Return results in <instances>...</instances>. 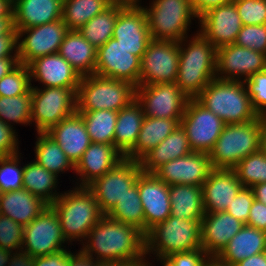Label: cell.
Instances as JSON below:
<instances>
[{
    "label": "cell",
    "instance_id": "cell-42",
    "mask_svg": "<svg viewBox=\"0 0 266 266\" xmlns=\"http://www.w3.org/2000/svg\"><path fill=\"white\" fill-rule=\"evenodd\" d=\"M32 113L31 89L23 95L2 97L0 96V120L6 125L8 122L29 124Z\"/></svg>",
    "mask_w": 266,
    "mask_h": 266
},
{
    "label": "cell",
    "instance_id": "cell-37",
    "mask_svg": "<svg viewBox=\"0 0 266 266\" xmlns=\"http://www.w3.org/2000/svg\"><path fill=\"white\" fill-rule=\"evenodd\" d=\"M113 2V0H63L62 20L68 30H78Z\"/></svg>",
    "mask_w": 266,
    "mask_h": 266
},
{
    "label": "cell",
    "instance_id": "cell-10",
    "mask_svg": "<svg viewBox=\"0 0 266 266\" xmlns=\"http://www.w3.org/2000/svg\"><path fill=\"white\" fill-rule=\"evenodd\" d=\"M141 172L139 161L123 158L87 186L93 192L102 214H108L115 207L118 200L137 183Z\"/></svg>",
    "mask_w": 266,
    "mask_h": 266
},
{
    "label": "cell",
    "instance_id": "cell-2",
    "mask_svg": "<svg viewBox=\"0 0 266 266\" xmlns=\"http://www.w3.org/2000/svg\"><path fill=\"white\" fill-rule=\"evenodd\" d=\"M184 41L179 42V66L175 83L188 99H196L216 78L217 49L200 33L189 40L188 45H183Z\"/></svg>",
    "mask_w": 266,
    "mask_h": 266
},
{
    "label": "cell",
    "instance_id": "cell-13",
    "mask_svg": "<svg viewBox=\"0 0 266 266\" xmlns=\"http://www.w3.org/2000/svg\"><path fill=\"white\" fill-rule=\"evenodd\" d=\"M65 241L59 218L55 210L48 205L24 227L22 251L32 257L46 256L65 250L62 245Z\"/></svg>",
    "mask_w": 266,
    "mask_h": 266
},
{
    "label": "cell",
    "instance_id": "cell-60",
    "mask_svg": "<svg viewBox=\"0 0 266 266\" xmlns=\"http://www.w3.org/2000/svg\"><path fill=\"white\" fill-rule=\"evenodd\" d=\"M1 35H17V31L13 27L12 18H0V36Z\"/></svg>",
    "mask_w": 266,
    "mask_h": 266
},
{
    "label": "cell",
    "instance_id": "cell-34",
    "mask_svg": "<svg viewBox=\"0 0 266 266\" xmlns=\"http://www.w3.org/2000/svg\"><path fill=\"white\" fill-rule=\"evenodd\" d=\"M170 215L186 220H201L204 215L202 186L176 184L169 186Z\"/></svg>",
    "mask_w": 266,
    "mask_h": 266
},
{
    "label": "cell",
    "instance_id": "cell-65",
    "mask_svg": "<svg viewBox=\"0 0 266 266\" xmlns=\"http://www.w3.org/2000/svg\"><path fill=\"white\" fill-rule=\"evenodd\" d=\"M117 266H150V263L144 259H139L133 262L119 263Z\"/></svg>",
    "mask_w": 266,
    "mask_h": 266
},
{
    "label": "cell",
    "instance_id": "cell-54",
    "mask_svg": "<svg viewBox=\"0 0 266 266\" xmlns=\"http://www.w3.org/2000/svg\"><path fill=\"white\" fill-rule=\"evenodd\" d=\"M232 1L233 0H189L198 19L210 9L222 6Z\"/></svg>",
    "mask_w": 266,
    "mask_h": 266
},
{
    "label": "cell",
    "instance_id": "cell-49",
    "mask_svg": "<svg viewBox=\"0 0 266 266\" xmlns=\"http://www.w3.org/2000/svg\"><path fill=\"white\" fill-rule=\"evenodd\" d=\"M254 199L252 188L242 187L228 206L226 212L246 224L249 218V210L251 209Z\"/></svg>",
    "mask_w": 266,
    "mask_h": 266
},
{
    "label": "cell",
    "instance_id": "cell-46",
    "mask_svg": "<svg viewBox=\"0 0 266 266\" xmlns=\"http://www.w3.org/2000/svg\"><path fill=\"white\" fill-rule=\"evenodd\" d=\"M254 111L266 117V69L253 74L244 81Z\"/></svg>",
    "mask_w": 266,
    "mask_h": 266
},
{
    "label": "cell",
    "instance_id": "cell-14",
    "mask_svg": "<svg viewBox=\"0 0 266 266\" xmlns=\"http://www.w3.org/2000/svg\"><path fill=\"white\" fill-rule=\"evenodd\" d=\"M136 100L146 117L176 119L180 123L189 99L171 82L136 87Z\"/></svg>",
    "mask_w": 266,
    "mask_h": 266
},
{
    "label": "cell",
    "instance_id": "cell-27",
    "mask_svg": "<svg viewBox=\"0 0 266 266\" xmlns=\"http://www.w3.org/2000/svg\"><path fill=\"white\" fill-rule=\"evenodd\" d=\"M124 156L114 145L91 142L81 159L75 165L81 184L88 186L95 179L110 171Z\"/></svg>",
    "mask_w": 266,
    "mask_h": 266
},
{
    "label": "cell",
    "instance_id": "cell-28",
    "mask_svg": "<svg viewBox=\"0 0 266 266\" xmlns=\"http://www.w3.org/2000/svg\"><path fill=\"white\" fill-rule=\"evenodd\" d=\"M48 206L41 198L34 196L24 188L0 194V214L27 226Z\"/></svg>",
    "mask_w": 266,
    "mask_h": 266
},
{
    "label": "cell",
    "instance_id": "cell-31",
    "mask_svg": "<svg viewBox=\"0 0 266 266\" xmlns=\"http://www.w3.org/2000/svg\"><path fill=\"white\" fill-rule=\"evenodd\" d=\"M58 54L65 58L80 74H95L97 49L78 30H69L60 45Z\"/></svg>",
    "mask_w": 266,
    "mask_h": 266
},
{
    "label": "cell",
    "instance_id": "cell-41",
    "mask_svg": "<svg viewBox=\"0 0 266 266\" xmlns=\"http://www.w3.org/2000/svg\"><path fill=\"white\" fill-rule=\"evenodd\" d=\"M243 187H253L266 182V153L259 151L243 158L233 168Z\"/></svg>",
    "mask_w": 266,
    "mask_h": 266
},
{
    "label": "cell",
    "instance_id": "cell-68",
    "mask_svg": "<svg viewBox=\"0 0 266 266\" xmlns=\"http://www.w3.org/2000/svg\"><path fill=\"white\" fill-rule=\"evenodd\" d=\"M114 2H123V3H126V4H135V3H138L140 2L139 0H113Z\"/></svg>",
    "mask_w": 266,
    "mask_h": 266
},
{
    "label": "cell",
    "instance_id": "cell-40",
    "mask_svg": "<svg viewBox=\"0 0 266 266\" xmlns=\"http://www.w3.org/2000/svg\"><path fill=\"white\" fill-rule=\"evenodd\" d=\"M113 219L133 225L145 234V219L137 183L118 200L115 207L107 214Z\"/></svg>",
    "mask_w": 266,
    "mask_h": 266
},
{
    "label": "cell",
    "instance_id": "cell-4",
    "mask_svg": "<svg viewBox=\"0 0 266 266\" xmlns=\"http://www.w3.org/2000/svg\"><path fill=\"white\" fill-rule=\"evenodd\" d=\"M50 206L55 210L63 236L69 242L82 238L86 240L89 231L103 215L93 192L87 186H77L74 190L61 193Z\"/></svg>",
    "mask_w": 266,
    "mask_h": 266
},
{
    "label": "cell",
    "instance_id": "cell-57",
    "mask_svg": "<svg viewBox=\"0 0 266 266\" xmlns=\"http://www.w3.org/2000/svg\"><path fill=\"white\" fill-rule=\"evenodd\" d=\"M15 252L11 255L8 266H35L34 257L20 250Z\"/></svg>",
    "mask_w": 266,
    "mask_h": 266
},
{
    "label": "cell",
    "instance_id": "cell-39",
    "mask_svg": "<svg viewBox=\"0 0 266 266\" xmlns=\"http://www.w3.org/2000/svg\"><path fill=\"white\" fill-rule=\"evenodd\" d=\"M38 135L34 150L37 163L56 176L66 169L69 170L71 168L74 170L75 166L67 158L57 142L46 133H38Z\"/></svg>",
    "mask_w": 266,
    "mask_h": 266
},
{
    "label": "cell",
    "instance_id": "cell-59",
    "mask_svg": "<svg viewBox=\"0 0 266 266\" xmlns=\"http://www.w3.org/2000/svg\"><path fill=\"white\" fill-rule=\"evenodd\" d=\"M235 266H266V252L250 256Z\"/></svg>",
    "mask_w": 266,
    "mask_h": 266
},
{
    "label": "cell",
    "instance_id": "cell-18",
    "mask_svg": "<svg viewBox=\"0 0 266 266\" xmlns=\"http://www.w3.org/2000/svg\"><path fill=\"white\" fill-rule=\"evenodd\" d=\"M139 4H126L118 12L112 37L118 40L128 53L141 59L152 39L146 13Z\"/></svg>",
    "mask_w": 266,
    "mask_h": 266
},
{
    "label": "cell",
    "instance_id": "cell-61",
    "mask_svg": "<svg viewBox=\"0 0 266 266\" xmlns=\"http://www.w3.org/2000/svg\"><path fill=\"white\" fill-rule=\"evenodd\" d=\"M251 188L253 190L255 200L266 205V182L256 184Z\"/></svg>",
    "mask_w": 266,
    "mask_h": 266
},
{
    "label": "cell",
    "instance_id": "cell-47",
    "mask_svg": "<svg viewBox=\"0 0 266 266\" xmlns=\"http://www.w3.org/2000/svg\"><path fill=\"white\" fill-rule=\"evenodd\" d=\"M235 44L266 54V24L242 25Z\"/></svg>",
    "mask_w": 266,
    "mask_h": 266
},
{
    "label": "cell",
    "instance_id": "cell-67",
    "mask_svg": "<svg viewBox=\"0 0 266 266\" xmlns=\"http://www.w3.org/2000/svg\"><path fill=\"white\" fill-rule=\"evenodd\" d=\"M119 263L112 261H97L95 266H117Z\"/></svg>",
    "mask_w": 266,
    "mask_h": 266
},
{
    "label": "cell",
    "instance_id": "cell-62",
    "mask_svg": "<svg viewBox=\"0 0 266 266\" xmlns=\"http://www.w3.org/2000/svg\"><path fill=\"white\" fill-rule=\"evenodd\" d=\"M13 2L0 0V18H12Z\"/></svg>",
    "mask_w": 266,
    "mask_h": 266
},
{
    "label": "cell",
    "instance_id": "cell-25",
    "mask_svg": "<svg viewBox=\"0 0 266 266\" xmlns=\"http://www.w3.org/2000/svg\"><path fill=\"white\" fill-rule=\"evenodd\" d=\"M46 134L57 142L74 166L91 144L84 120L78 112L51 127Z\"/></svg>",
    "mask_w": 266,
    "mask_h": 266
},
{
    "label": "cell",
    "instance_id": "cell-3",
    "mask_svg": "<svg viewBox=\"0 0 266 266\" xmlns=\"http://www.w3.org/2000/svg\"><path fill=\"white\" fill-rule=\"evenodd\" d=\"M225 124H242L255 120L254 111L244 81L213 79L196 98Z\"/></svg>",
    "mask_w": 266,
    "mask_h": 266
},
{
    "label": "cell",
    "instance_id": "cell-16",
    "mask_svg": "<svg viewBox=\"0 0 266 266\" xmlns=\"http://www.w3.org/2000/svg\"><path fill=\"white\" fill-rule=\"evenodd\" d=\"M141 59L122 47L111 37L103 46L97 48L95 74L139 86Z\"/></svg>",
    "mask_w": 266,
    "mask_h": 266
},
{
    "label": "cell",
    "instance_id": "cell-55",
    "mask_svg": "<svg viewBox=\"0 0 266 266\" xmlns=\"http://www.w3.org/2000/svg\"><path fill=\"white\" fill-rule=\"evenodd\" d=\"M17 42H18L17 35H1L0 36V58L18 57ZM12 53L14 55H11Z\"/></svg>",
    "mask_w": 266,
    "mask_h": 266
},
{
    "label": "cell",
    "instance_id": "cell-51",
    "mask_svg": "<svg viewBox=\"0 0 266 266\" xmlns=\"http://www.w3.org/2000/svg\"><path fill=\"white\" fill-rule=\"evenodd\" d=\"M16 136L12 125H6L0 120V157L19 153Z\"/></svg>",
    "mask_w": 266,
    "mask_h": 266
},
{
    "label": "cell",
    "instance_id": "cell-64",
    "mask_svg": "<svg viewBox=\"0 0 266 266\" xmlns=\"http://www.w3.org/2000/svg\"><path fill=\"white\" fill-rule=\"evenodd\" d=\"M12 252L0 247V266H8ZM7 264V265H6Z\"/></svg>",
    "mask_w": 266,
    "mask_h": 266
},
{
    "label": "cell",
    "instance_id": "cell-5",
    "mask_svg": "<svg viewBox=\"0 0 266 266\" xmlns=\"http://www.w3.org/2000/svg\"><path fill=\"white\" fill-rule=\"evenodd\" d=\"M266 117L242 124H225L214 148L209 153L213 168L233 169L239 161L261 149Z\"/></svg>",
    "mask_w": 266,
    "mask_h": 266
},
{
    "label": "cell",
    "instance_id": "cell-63",
    "mask_svg": "<svg viewBox=\"0 0 266 266\" xmlns=\"http://www.w3.org/2000/svg\"><path fill=\"white\" fill-rule=\"evenodd\" d=\"M202 266H231L222 261L218 256H208L203 262Z\"/></svg>",
    "mask_w": 266,
    "mask_h": 266
},
{
    "label": "cell",
    "instance_id": "cell-43",
    "mask_svg": "<svg viewBox=\"0 0 266 266\" xmlns=\"http://www.w3.org/2000/svg\"><path fill=\"white\" fill-rule=\"evenodd\" d=\"M31 86L29 66L20 63L0 80V96L23 95L31 89Z\"/></svg>",
    "mask_w": 266,
    "mask_h": 266
},
{
    "label": "cell",
    "instance_id": "cell-26",
    "mask_svg": "<svg viewBox=\"0 0 266 266\" xmlns=\"http://www.w3.org/2000/svg\"><path fill=\"white\" fill-rule=\"evenodd\" d=\"M63 0H14L12 19L16 31L62 19Z\"/></svg>",
    "mask_w": 266,
    "mask_h": 266
},
{
    "label": "cell",
    "instance_id": "cell-33",
    "mask_svg": "<svg viewBox=\"0 0 266 266\" xmlns=\"http://www.w3.org/2000/svg\"><path fill=\"white\" fill-rule=\"evenodd\" d=\"M144 118L142 105L136 99L118 111L114 147L123 156L135 146Z\"/></svg>",
    "mask_w": 266,
    "mask_h": 266
},
{
    "label": "cell",
    "instance_id": "cell-8",
    "mask_svg": "<svg viewBox=\"0 0 266 266\" xmlns=\"http://www.w3.org/2000/svg\"><path fill=\"white\" fill-rule=\"evenodd\" d=\"M151 39L180 42L187 38L191 19L197 18L189 0H153L143 7Z\"/></svg>",
    "mask_w": 266,
    "mask_h": 266
},
{
    "label": "cell",
    "instance_id": "cell-12",
    "mask_svg": "<svg viewBox=\"0 0 266 266\" xmlns=\"http://www.w3.org/2000/svg\"><path fill=\"white\" fill-rule=\"evenodd\" d=\"M179 42L152 39L141 58L139 86L176 82Z\"/></svg>",
    "mask_w": 266,
    "mask_h": 266
},
{
    "label": "cell",
    "instance_id": "cell-48",
    "mask_svg": "<svg viewBox=\"0 0 266 266\" xmlns=\"http://www.w3.org/2000/svg\"><path fill=\"white\" fill-rule=\"evenodd\" d=\"M242 25L266 24V0H233Z\"/></svg>",
    "mask_w": 266,
    "mask_h": 266
},
{
    "label": "cell",
    "instance_id": "cell-50",
    "mask_svg": "<svg viewBox=\"0 0 266 266\" xmlns=\"http://www.w3.org/2000/svg\"><path fill=\"white\" fill-rule=\"evenodd\" d=\"M208 255L203 249L174 253L160 260L163 266H202Z\"/></svg>",
    "mask_w": 266,
    "mask_h": 266
},
{
    "label": "cell",
    "instance_id": "cell-38",
    "mask_svg": "<svg viewBox=\"0 0 266 266\" xmlns=\"http://www.w3.org/2000/svg\"><path fill=\"white\" fill-rule=\"evenodd\" d=\"M78 113L84 120L91 142L114 145L117 111L95 110Z\"/></svg>",
    "mask_w": 266,
    "mask_h": 266
},
{
    "label": "cell",
    "instance_id": "cell-21",
    "mask_svg": "<svg viewBox=\"0 0 266 266\" xmlns=\"http://www.w3.org/2000/svg\"><path fill=\"white\" fill-rule=\"evenodd\" d=\"M137 186L144 210L146 234L170 216L169 185L161 181L154 173L141 172L137 179Z\"/></svg>",
    "mask_w": 266,
    "mask_h": 266
},
{
    "label": "cell",
    "instance_id": "cell-6",
    "mask_svg": "<svg viewBox=\"0 0 266 266\" xmlns=\"http://www.w3.org/2000/svg\"><path fill=\"white\" fill-rule=\"evenodd\" d=\"M136 99V87L96 74L82 76L76 92V112L119 111Z\"/></svg>",
    "mask_w": 266,
    "mask_h": 266
},
{
    "label": "cell",
    "instance_id": "cell-29",
    "mask_svg": "<svg viewBox=\"0 0 266 266\" xmlns=\"http://www.w3.org/2000/svg\"><path fill=\"white\" fill-rule=\"evenodd\" d=\"M266 252V232L244 225L228 242L218 257L231 266L242 260Z\"/></svg>",
    "mask_w": 266,
    "mask_h": 266
},
{
    "label": "cell",
    "instance_id": "cell-56",
    "mask_svg": "<svg viewBox=\"0 0 266 266\" xmlns=\"http://www.w3.org/2000/svg\"><path fill=\"white\" fill-rule=\"evenodd\" d=\"M96 263L94 256L86 254L82 249L75 255L69 251V266H95Z\"/></svg>",
    "mask_w": 266,
    "mask_h": 266
},
{
    "label": "cell",
    "instance_id": "cell-66",
    "mask_svg": "<svg viewBox=\"0 0 266 266\" xmlns=\"http://www.w3.org/2000/svg\"><path fill=\"white\" fill-rule=\"evenodd\" d=\"M261 149L266 153V121L262 132Z\"/></svg>",
    "mask_w": 266,
    "mask_h": 266
},
{
    "label": "cell",
    "instance_id": "cell-19",
    "mask_svg": "<svg viewBox=\"0 0 266 266\" xmlns=\"http://www.w3.org/2000/svg\"><path fill=\"white\" fill-rule=\"evenodd\" d=\"M199 33L216 49L234 44L242 28L241 19L235 3L229 2L207 11L200 18Z\"/></svg>",
    "mask_w": 266,
    "mask_h": 266
},
{
    "label": "cell",
    "instance_id": "cell-17",
    "mask_svg": "<svg viewBox=\"0 0 266 266\" xmlns=\"http://www.w3.org/2000/svg\"><path fill=\"white\" fill-rule=\"evenodd\" d=\"M265 69L266 54L235 43L221 46L216 50L217 79L241 81V76H244L242 80L245 81Z\"/></svg>",
    "mask_w": 266,
    "mask_h": 266
},
{
    "label": "cell",
    "instance_id": "cell-32",
    "mask_svg": "<svg viewBox=\"0 0 266 266\" xmlns=\"http://www.w3.org/2000/svg\"><path fill=\"white\" fill-rule=\"evenodd\" d=\"M179 125L180 123L176 119L145 116L135 146L124 158L140 161Z\"/></svg>",
    "mask_w": 266,
    "mask_h": 266
},
{
    "label": "cell",
    "instance_id": "cell-11",
    "mask_svg": "<svg viewBox=\"0 0 266 266\" xmlns=\"http://www.w3.org/2000/svg\"><path fill=\"white\" fill-rule=\"evenodd\" d=\"M180 125L186 131L192 152L209 154L221 135L225 122L197 99H189Z\"/></svg>",
    "mask_w": 266,
    "mask_h": 266
},
{
    "label": "cell",
    "instance_id": "cell-22",
    "mask_svg": "<svg viewBox=\"0 0 266 266\" xmlns=\"http://www.w3.org/2000/svg\"><path fill=\"white\" fill-rule=\"evenodd\" d=\"M242 187L233 169L213 168L202 184L205 213L226 211Z\"/></svg>",
    "mask_w": 266,
    "mask_h": 266
},
{
    "label": "cell",
    "instance_id": "cell-20",
    "mask_svg": "<svg viewBox=\"0 0 266 266\" xmlns=\"http://www.w3.org/2000/svg\"><path fill=\"white\" fill-rule=\"evenodd\" d=\"M212 169L209 154L192 152L163 164L154 174L169 186L176 184L202 186Z\"/></svg>",
    "mask_w": 266,
    "mask_h": 266
},
{
    "label": "cell",
    "instance_id": "cell-1",
    "mask_svg": "<svg viewBox=\"0 0 266 266\" xmlns=\"http://www.w3.org/2000/svg\"><path fill=\"white\" fill-rule=\"evenodd\" d=\"M88 242L82 250L97 261L117 263L133 262L144 259L145 234L133 225L120 222L103 214L89 231Z\"/></svg>",
    "mask_w": 266,
    "mask_h": 266
},
{
    "label": "cell",
    "instance_id": "cell-52",
    "mask_svg": "<svg viewBox=\"0 0 266 266\" xmlns=\"http://www.w3.org/2000/svg\"><path fill=\"white\" fill-rule=\"evenodd\" d=\"M245 225L266 232V205L254 199Z\"/></svg>",
    "mask_w": 266,
    "mask_h": 266
},
{
    "label": "cell",
    "instance_id": "cell-58",
    "mask_svg": "<svg viewBox=\"0 0 266 266\" xmlns=\"http://www.w3.org/2000/svg\"><path fill=\"white\" fill-rule=\"evenodd\" d=\"M18 57L0 58V80L19 65Z\"/></svg>",
    "mask_w": 266,
    "mask_h": 266
},
{
    "label": "cell",
    "instance_id": "cell-36",
    "mask_svg": "<svg viewBox=\"0 0 266 266\" xmlns=\"http://www.w3.org/2000/svg\"><path fill=\"white\" fill-rule=\"evenodd\" d=\"M125 5L126 3L123 2H113L103 12L78 29L79 33L96 49L103 46L113 36L118 12Z\"/></svg>",
    "mask_w": 266,
    "mask_h": 266
},
{
    "label": "cell",
    "instance_id": "cell-35",
    "mask_svg": "<svg viewBox=\"0 0 266 266\" xmlns=\"http://www.w3.org/2000/svg\"><path fill=\"white\" fill-rule=\"evenodd\" d=\"M57 181L54 173L46 170L35 160L24 166L23 188L48 205L60 197L59 193L53 192L57 187Z\"/></svg>",
    "mask_w": 266,
    "mask_h": 266
},
{
    "label": "cell",
    "instance_id": "cell-7",
    "mask_svg": "<svg viewBox=\"0 0 266 266\" xmlns=\"http://www.w3.org/2000/svg\"><path fill=\"white\" fill-rule=\"evenodd\" d=\"M202 249L201 220L169 216L145 234V254H157L162 260L171 254Z\"/></svg>",
    "mask_w": 266,
    "mask_h": 266
},
{
    "label": "cell",
    "instance_id": "cell-45",
    "mask_svg": "<svg viewBox=\"0 0 266 266\" xmlns=\"http://www.w3.org/2000/svg\"><path fill=\"white\" fill-rule=\"evenodd\" d=\"M24 227L10 217L0 214V247L13 252L22 251Z\"/></svg>",
    "mask_w": 266,
    "mask_h": 266
},
{
    "label": "cell",
    "instance_id": "cell-15",
    "mask_svg": "<svg viewBox=\"0 0 266 266\" xmlns=\"http://www.w3.org/2000/svg\"><path fill=\"white\" fill-rule=\"evenodd\" d=\"M68 31L67 25L62 19L40 26L18 30L17 53L19 63L28 66L39 57L58 53L60 45ZM24 34H27V36L25 35V38L21 40L20 38Z\"/></svg>",
    "mask_w": 266,
    "mask_h": 266
},
{
    "label": "cell",
    "instance_id": "cell-23",
    "mask_svg": "<svg viewBox=\"0 0 266 266\" xmlns=\"http://www.w3.org/2000/svg\"><path fill=\"white\" fill-rule=\"evenodd\" d=\"M245 224L226 211L205 213L201 219V244L208 256H218Z\"/></svg>",
    "mask_w": 266,
    "mask_h": 266
},
{
    "label": "cell",
    "instance_id": "cell-24",
    "mask_svg": "<svg viewBox=\"0 0 266 266\" xmlns=\"http://www.w3.org/2000/svg\"><path fill=\"white\" fill-rule=\"evenodd\" d=\"M28 66L31 81H40L44 87L78 89L80 74L58 53L39 57Z\"/></svg>",
    "mask_w": 266,
    "mask_h": 266
},
{
    "label": "cell",
    "instance_id": "cell-9",
    "mask_svg": "<svg viewBox=\"0 0 266 266\" xmlns=\"http://www.w3.org/2000/svg\"><path fill=\"white\" fill-rule=\"evenodd\" d=\"M77 89L64 87L31 86V122H35L38 133H46L51 127L76 112Z\"/></svg>",
    "mask_w": 266,
    "mask_h": 266
},
{
    "label": "cell",
    "instance_id": "cell-44",
    "mask_svg": "<svg viewBox=\"0 0 266 266\" xmlns=\"http://www.w3.org/2000/svg\"><path fill=\"white\" fill-rule=\"evenodd\" d=\"M18 154L0 157V194L23 188L24 166L19 167Z\"/></svg>",
    "mask_w": 266,
    "mask_h": 266
},
{
    "label": "cell",
    "instance_id": "cell-30",
    "mask_svg": "<svg viewBox=\"0 0 266 266\" xmlns=\"http://www.w3.org/2000/svg\"><path fill=\"white\" fill-rule=\"evenodd\" d=\"M192 153L186 131L179 125L139 162L144 173H154L163 164Z\"/></svg>",
    "mask_w": 266,
    "mask_h": 266
},
{
    "label": "cell",
    "instance_id": "cell-53",
    "mask_svg": "<svg viewBox=\"0 0 266 266\" xmlns=\"http://www.w3.org/2000/svg\"><path fill=\"white\" fill-rule=\"evenodd\" d=\"M35 266H69V251L62 250L46 256L34 257Z\"/></svg>",
    "mask_w": 266,
    "mask_h": 266
}]
</instances>
